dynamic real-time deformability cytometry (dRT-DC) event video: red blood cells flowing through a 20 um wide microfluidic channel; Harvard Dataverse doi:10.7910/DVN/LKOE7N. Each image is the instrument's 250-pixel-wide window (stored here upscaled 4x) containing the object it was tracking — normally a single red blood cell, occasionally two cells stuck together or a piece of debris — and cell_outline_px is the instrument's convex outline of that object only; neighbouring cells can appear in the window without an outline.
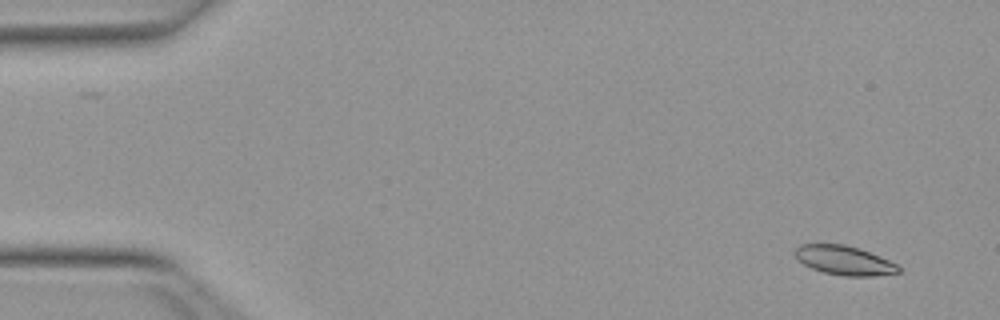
{"species": "Egyptian fruit bat (a non-hibernating species)", "species_latin": "Rousettus aegyptiacus", "temperature_condition": "warm", "stored_images_in_passage": 51, "camera_frame_rate_fps": 3000, "um_per_image_px": 0.085, "animal": {"sex": "female"}, "frame": {"image": 1, "passage_image": 3, "time_ms": 0.667, "image_size_px": [1000, 320], "cell_outline_px": [[900, 272], [872, 276], [844, 276], [824, 272], [812, 268], [804, 264], [796, 256], [796, 248], [800, 244], [844, 244], [860, 248], [888, 260], [896, 264], [900, 268]], "centroid_in_image_um": [71.77, 22.13], "position_along_channel_um": 13.2, "area_um2": 17.34}}
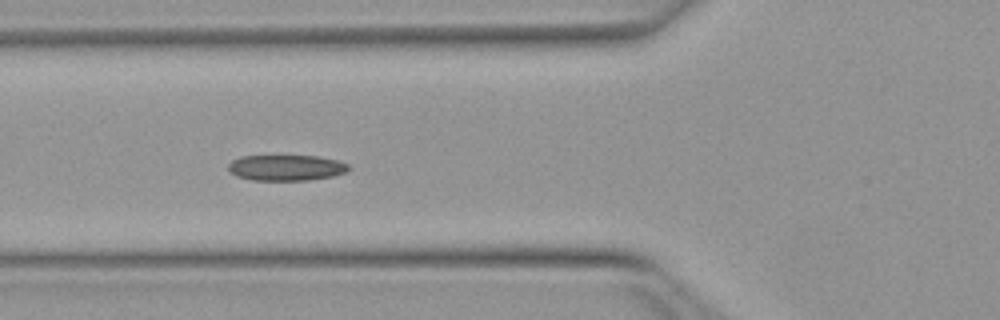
{"frame": {"image": 2, "passage_image": 19, "time_ms": 6.0, "image_size_px": [1000, 320], "cell_outline_px": [[352, 168], [348, 172], [332, 176], [308, 180], [252, 180], [236, 176], [228, 168], [228, 164], [232, 160], [240, 156], [316, 156], [336, 160], [348, 164]], "centroid_in_image_um": [24.34, 14.25], "position_along_channel_um": 101.5, "area_um2": 18.09}}
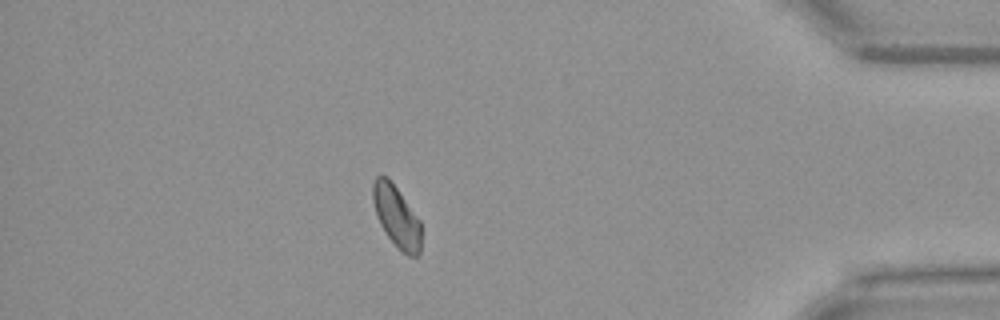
{"frame": {"image": 3, "passage_image": 45, "time_ms": 14.667, "image_size_px": [1000, 320], "cell_outline_px": [[420, 252], [416, 256], [408, 256], [384, 232], [376, 216], [372, 200], [372, 184], [376, 176], [388, 176], [420, 220]], "centroid_in_image_um": [33.67, 18.35], "position_along_channel_um": 401.5, "area_um2": 17.17}}